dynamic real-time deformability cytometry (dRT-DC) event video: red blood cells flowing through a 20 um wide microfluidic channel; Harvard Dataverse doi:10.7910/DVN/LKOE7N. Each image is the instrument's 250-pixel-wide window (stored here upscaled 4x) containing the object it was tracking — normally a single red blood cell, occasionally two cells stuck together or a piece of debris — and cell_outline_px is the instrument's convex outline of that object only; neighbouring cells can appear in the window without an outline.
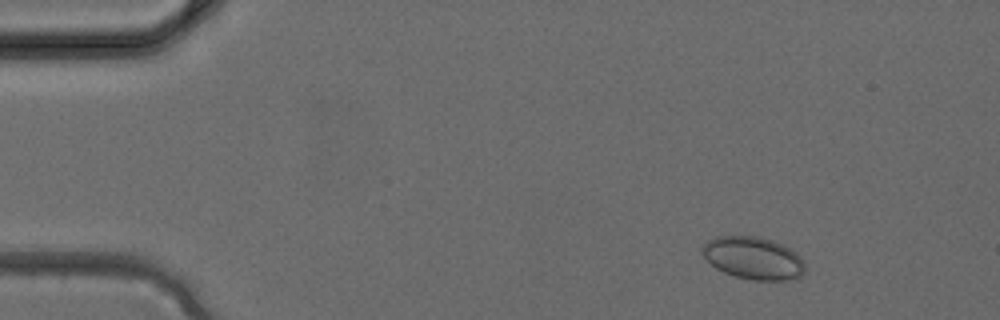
{"species": "common noctule bat (a hibernating species)", "species_latin": "Nyctalus noctula", "temperature_condition": "cold", "stored_images_in_passage": 4, "camera_frame_rate_fps": 3000, "um_per_image_px": 0.085, "animal": {"sex": "female", "body_mass_g": 24.6, "forearm_length_mm": 56.2}, "frame": {"image": 1, "passage_image": 4, "time_ms": 1.0, "image_size_px": [1000, 320], "cell_outline_px": [[804, 272], [796, 280], [752, 280], [736, 276], [724, 272], [716, 268], [700, 252], [700, 248], [708, 240], [716, 236], [760, 236], [772, 240], [796, 252], [804, 260]], "centroid_in_image_um": [64.04, 21.93], "position_along_channel_um": 21.0, "area_um2": 25.55}}